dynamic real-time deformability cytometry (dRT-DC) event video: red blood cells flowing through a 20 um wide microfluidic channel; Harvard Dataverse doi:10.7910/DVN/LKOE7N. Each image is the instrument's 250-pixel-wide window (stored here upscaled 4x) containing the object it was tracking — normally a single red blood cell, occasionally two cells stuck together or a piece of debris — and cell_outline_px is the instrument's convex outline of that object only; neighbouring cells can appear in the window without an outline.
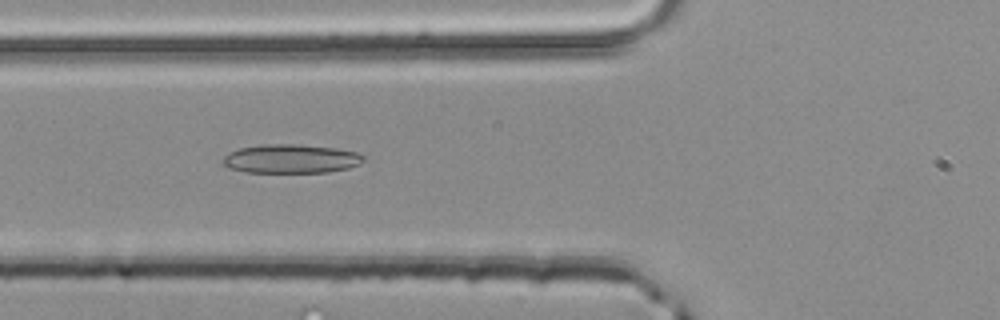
{"species": "common noctule bat (a hibernating species)", "species_latin": "Nyctalus noctula", "temperature_condition": "room temperature", "stored_images_in_passage": 32, "camera_frame_rate_fps": 3000, "um_per_image_px": 0.085, "animal": {"sex": "male", "body_mass_g": 20.4}, "frame": {"image": 1, "passage_image": 4, "time_ms": 1.0, "image_size_px": [1000, 320], "cell_outline_px": [[364, 160], [360, 164], [348, 168], [328, 172], [244, 172], [232, 168], [224, 164], [224, 156], [228, 152], [240, 148], [260, 144], [292, 144], [336, 148], [356, 152], [364, 156]], "centroid_in_image_um": [24.74, 13.49], "position_along_channel_um": 101.1, "area_um2": 23.52}}
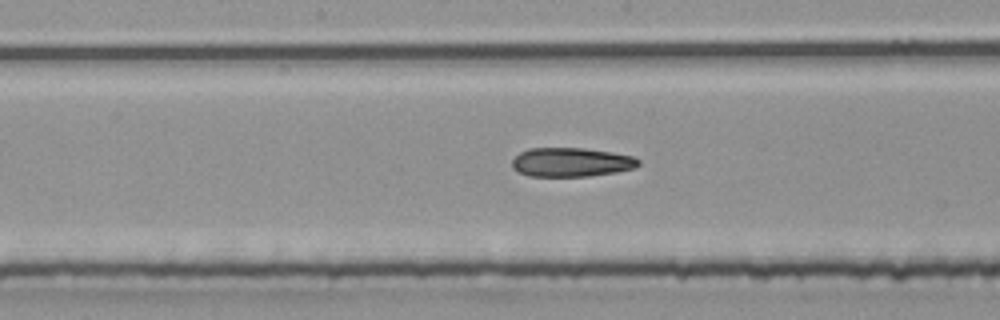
{"frame": {"image": 2, "passage_image": 11, "time_ms": 3.333, "image_size_px": [1000, 320], "cell_outline_px": [[640, 164], [636, 168], [616, 172], [588, 176], [528, 176], [512, 168], [512, 160], [520, 152], [528, 148], [584, 148], [612, 152], [632, 156], [640, 160]], "centroid_in_image_um": [48.56, 13.78], "position_along_channel_um": 199.6, "area_um2": 21.44}}
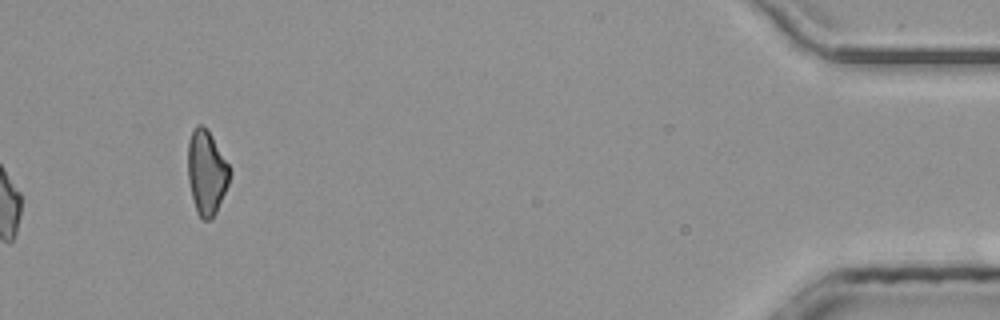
{"frame": {"image": 3, "passage_image": 32, "time_ms": 10.333, "image_size_px": [1000, 320], "cell_outline_px": [[232, 172], [228, 184], [216, 212], [208, 220], [204, 220], [196, 212], [188, 180], [188, 140], [192, 128], [196, 124], [200, 124], [208, 132], [228, 164]], "centroid_in_image_um": [17.54, 14.65], "position_along_channel_um": 417.7, "area_um2": 20.23}, "authors_computed_cell_mechanics": {"area_um2": 21.4438, "velocity_mm_per_s": 4.2008, "shape_relaxation_time_tau1_ms": 10.6501, "shape_relaxation_time_tau2_ms": 3.3066, "deformation_change_tau1": 0.1976, "deformation_change_tau2": 0.1213}}